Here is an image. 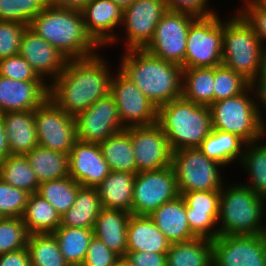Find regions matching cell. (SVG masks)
<instances>
[{
    "label": "cell",
    "instance_id": "cell-35",
    "mask_svg": "<svg viewBox=\"0 0 266 266\" xmlns=\"http://www.w3.org/2000/svg\"><path fill=\"white\" fill-rule=\"evenodd\" d=\"M214 67L184 68L182 97L198 105L214 103Z\"/></svg>",
    "mask_w": 266,
    "mask_h": 266
},
{
    "label": "cell",
    "instance_id": "cell-44",
    "mask_svg": "<svg viewBox=\"0 0 266 266\" xmlns=\"http://www.w3.org/2000/svg\"><path fill=\"white\" fill-rule=\"evenodd\" d=\"M27 26L15 21H0V59L19 54V47Z\"/></svg>",
    "mask_w": 266,
    "mask_h": 266
},
{
    "label": "cell",
    "instance_id": "cell-33",
    "mask_svg": "<svg viewBox=\"0 0 266 266\" xmlns=\"http://www.w3.org/2000/svg\"><path fill=\"white\" fill-rule=\"evenodd\" d=\"M25 156L39 183L69 176L68 154L37 145Z\"/></svg>",
    "mask_w": 266,
    "mask_h": 266
},
{
    "label": "cell",
    "instance_id": "cell-28",
    "mask_svg": "<svg viewBox=\"0 0 266 266\" xmlns=\"http://www.w3.org/2000/svg\"><path fill=\"white\" fill-rule=\"evenodd\" d=\"M245 144L235 134L212 129L198 148L208 158L219 162L225 168L232 167L235 163L236 168L242 160Z\"/></svg>",
    "mask_w": 266,
    "mask_h": 266
},
{
    "label": "cell",
    "instance_id": "cell-47",
    "mask_svg": "<svg viewBox=\"0 0 266 266\" xmlns=\"http://www.w3.org/2000/svg\"><path fill=\"white\" fill-rule=\"evenodd\" d=\"M169 11L185 12L196 17H206L213 15L218 11L211 7L210 0H164ZM210 5V6H209ZM217 10V11H216Z\"/></svg>",
    "mask_w": 266,
    "mask_h": 266
},
{
    "label": "cell",
    "instance_id": "cell-27",
    "mask_svg": "<svg viewBox=\"0 0 266 266\" xmlns=\"http://www.w3.org/2000/svg\"><path fill=\"white\" fill-rule=\"evenodd\" d=\"M136 174L110 171L96 187L102 207L132 214L133 185Z\"/></svg>",
    "mask_w": 266,
    "mask_h": 266
},
{
    "label": "cell",
    "instance_id": "cell-1",
    "mask_svg": "<svg viewBox=\"0 0 266 266\" xmlns=\"http://www.w3.org/2000/svg\"><path fill=\"white\" fill-rule=\"evenodd\" d=\"M101 52L85 59L68 60L61 74L49 85L48 97L67 114L75 116L110 94L114 74L111 70L116 68Z\"/></svg>",
    "mask_w": 266,
    "mask_h": 266
},
{
    "label": "cell",
    "instance_id": "cell-37",
    "mask_svg": "<svg viewBox=\"0 0 266 266\" xmlns=\"http://www.w3.org/2000/svg\"><path fill=\"white\" fill-rule=\"evenodd\" d=\"M0 178L7 184L37 193L39 181L25 155H9L0 162Z\"/></svg>",
    "mask_w": 266,
    "mask_h": 266
},
{
    "label": "cell",
    "instance_id": "cell-29",
    "mask_svg": "<svg viewBox=\"0 0 266 266\" xmlns=\"http://www.w3.org/2000/svg\"><path fill=\"white\" fill-rule=\"evenodd\" d=\"M239 170L248 177V186L254 193L266 199V135L259 141L245 144Z\"/></svg>",
    "mask_w": 266,
    "mask_h": 266
},
{
    "label": "cell",
    "instance_id": "cell-8",
    "mask_svg": "<svg viewBox=\"0 0 266 266\" xmlns=\"http://www.w3.org/2000/svg\"><path fill=\"white\" fill-rule=\"evenodd\" d=\"M171 166L179 195L189 191L221 190L223 184L228 183L224 181L226 168L208 158L198 147L173 151Z\"/></svg>",
    "mask_w": 266,
    "mask_h": 266
},
{
    "label": "cell",
    "instance_id": "cell-49",
    "mask_svg": "<svg viewBox=\"0 0 266 266\" xmlns=\"http://www.w3.org/2000/svg\"><path fill=\"white\" fill-rule=\"evenodd\" d=\"M250 85L254 91L260 120L266 128V63Z\"/></svg>",
    "mask_w": 266,
    "mask_h": 266
},
{
    "label": "cell",
    "instance_id": "cell-19",
    "mask_svg": "<svg viewBox=\"0 0 266 266\" xmlns=\"http://www.w3.org/2000/svg\"><path fill=\"white\" fill-rule=\"evenodd\" d=\"M181 196L186 203V218L192 233L209 240L217 238L220 190L189 191Z\"/></svg>",
    "mask_w": 266,
    "mask_h": 266
},
{
    "label": "cell",
    "instance_id": "cell-41",
    "mask_svg": "<svg viewBox=\"0 0 266 266\" xmlns=\"http://www.w3.org/2000/svg\"><path fill=\"white\" fill-rule=\"evenodd\" d=\"M250 83L223 64L214 67V102L241 94Z\"/></svg>",
    "mask_w": 266,
    "mask_h": 266
},
{
    "label": "cell",
    "instance_id": "cell-26",
    "mask_svg": "<svg viewBox=\"0 0 266 266\" xmlns=\"http://www.w3.org/2000/svg\"><path fill=\"white\" fill-rule=\"evenodd\" d=\"M170 245L149 216L131 214L127 228V252L167 253Z\"/></svg>",
    "mask_w": 266,
    "mask_h": 266
},
{
    "label": "cell",
    "instance_id": "cell-45",
    "mask_svg": "<svg viewBox=\"0 0 266 266\" xmlns=\"http://www.w3.org/2000/svg\"><path fill=\"white\" fill-rule=\"evenodd\" d=\"M0 76L20 81H43L19 54L0 59Z\"/></svg>",
    "mask_w": 266,
    "mask_h": 266
},
{
    "label": "cell",
    "instance_id": "cell-52",
    "mask_svg": "<svg viewBox=\"0 0 266 266\" xmlns=\"http://www.w3.org/2000/svg\"><path fill=\"white\" fill-rule=\"evenodd\" d=\"M90 0H44L46 6L66 7L81 10Z\"/></svg>",
    "mask_w": 266,
    "mask_h": 266
},
{
    "label": "cell",
    "instance_id": "cell-31",
    "mask_svg": "<svg viewBox=\"0 0 266 266\" xmlns=\"http://www.w3.org/2000/svg\"><path fill=\"white\" fill-rule=\"evenodd\" d=\"M99 146L110 171L137 173V165L131 143V127L113 134L99 143Z\"/></svg>",
    "mask_w": 266,
    "mask_h": 266
},
{
    "label": "cell",
    "instance_id": "cell-21",
    "mask_svg": "<svg viewBox=\"0 0 266 266\" xmlns=\"http://www.w3.org/2000/svg\"><path fill=\"white\" fill-rule=\"evenodd\" d=\"M69 176L84 187H97L109 174L98 143L77 140L68 154Z\"/></svg>",
    "mask_w": 266,
    "mask_h": 266
},
{
    "label": "cell",
    "instance_id": "cell-2",
    "mask_svg": "<svg viewBox=\"0 0 266 266\" xmlns=\"http://www.w3.org/2000/svg\"><path fill=\"white\" fill-rule=\"evenodd\" d=\"M118 69L153 102L157 108L182 97L183 68L160 59L145 49L121 52Z\"/></svg>",
    "mask_w": 266,
    "mask_h": 266
},
{
    "label": "cell",
    "instance_id": "cell-4",
    "mask_svg": "<svg viewBox=\"0 0 266 266\" xmlns=\"http://www.w3.org/2000/svg\"><path fill=\"white\" fill-rule=\"evenodd\" d=\"M230 181L220 190L219 236L265 234L266 199L241 181Z\"/></svg>",
    "mask_w": 266,
    "mask_h": 266
},
{
    "label": "cell",
    "instance_id": "cell-50",
    "mask_svg": "<svg viewBox=\"0 0 266 266\" xmlns=\"http://www.w3.org/2000/svg\"><path fill=\"white\" fill-rule=\"evenodd\" d=\"M125 257L133 266H166V253L127 252Z\"/></svg>",
    "mask_w": 266,
    "mask_h": 266
},
{
    "label": "cell",
    "instance_id": "cell-56",
    "mask_svg": "<svg viewBox=\"0 0 266 266\" xmlns=\"http://www.w3.org/2000/svg\"><path fill=\"white\" fill-rule=\"evenodd\" d=\"M255 1L256 0H240L241 6L240 5L239 6L237 5V7L235 6L234 9H236V10H232V12H238L243 6L253 4Z\"/></svg>",
    "mask_w": 266,
    "mask_h": 266
},
{
    "label": "cell",
    "instance_id": "cell-5",
    "mask_svg": "<svg viewBox=\"0 0 266 266\" xmlns=\"http://www.w3.org/2000/svg\"><path fill=\"white\" fill-rule=\"evenodd\" d=\"M157 123L172 151L199 147L212 131L210 107L195 104L183 97L159 106Z\"/></svg>",
    "mask_w": 266,
    "mask_h": 266
},
{
    "label": "cell",
    "instance_id": "cell-7",
    "mask_svg": "<svg viewBox=\"0 0 266 266\" xmlns=\"http://www.w3.org/2000/svg\"><path fill=\"white\" fill-rule=\"evenodd\" d=\"M210 110L212 129L235 134L246 144L266 135L251 85L237 96L214 102Z\"/></svg>",
    "mask_w": 266,
    "mask_h": 266
},
{
    "label": "cell",
    "instance_id": "cell-13",
    "mask_svg": "<svg viewBox=\"0 0 266 266\" xmlns=\"http://www.w3.org/2000/svg\"><path fill=\"white\" fill-rule=\"evenodd\" d=\"M177 196L179 192L171 165L157 171L138 172L133 185L132 214L149 216Z\"/></svg>",
    "mask_w": 266,
    "mask_h": 266
},
{
    "label": "cell",
    "instance_id": "cell-34",
    "mask_svg": "<svg viewBox=\"0 0 266 266\" xmlns=\"http://www.w3.org/2000/svg\"><path fill=\"white\" fill-rule=\"evenodd\" d=\"M28 234L53 233L61 224L56 209L37 193L29 195L23 216Z\"/></svg>",
    "mask_w": 266,
    "mask_h": 266
},
{
    "label": "cell",
    "instance_id": "cell-46",
    "mask_svg": "<svg viewBox=\"0 0 266 266\" xmlns=\"http://www.w3.org/2000/svg\"><path fill=\"white\" fill-rule=\"evenodd\" d=\"M119 258V255L111 251L100 239L93 235L81 266H114Z\"/></svg>",
    "mask_w": 266,
    "mask_h": 266
},
{
    "label": "cell",
    "instance_id": "cell-20",
    "mask_svg": "<svg viewBox=\"0 0 266 266\" xmlns=\"http://www.w3.org/2000/svg\"><path fill=\"white\" fill-rule=\"evenodd\" d=\"M81 12L88 35L102 51L109 48L120 32L123 9L112 0H90Z\"/></svg>",
    "mask_w": 266,
    "mask_h": 266
},
{
    "label": "cell",
    "instance_id": "cell-17",
    "mask_svg": "<svg viewBox=\"0 0 266 266\" xmlns=\"http://www.w3.org/2000/svg\"><path fill=\"white\" fill-rule=\"evenodd\" d=\"M131 143L137 173L157 171L171 165L173 151L157 122L151 125L132 126Z\"/></svg>",
    "mask_w": 266,
    "mask_h": 266
},
{
    "label": "cell",
    "instance_id": "cell-42",
    "mask_svg": "<svg viewBox=\"0 0 266 266\" xmlns=\"http://www.w3.org/2000/svg\"><path fill=\"white\" fill-rule=\"evenodd\" d=\"M28 237L22 218H0V255L25 248Z\"/></svg>",
    "mask_w": 266,
    "mask_h": 266
},
{
    "label": "cell",
    "instance_id": "cell-22",
    "mask_svg": "<svg viewBox=\"0 0 266 266\" xmlns=\"http://www.w3.org/2000/svg\"><path fill=\"white\" fill-rule=\"evenodd\" d=\"M49 95L44 81H20L0 76V114L10 111H32Z\"/></svg>",
    "mask_w": 266,
    "mask_h": 266
},
{
    "label": "cell",
    "instance_id": "cell-36",
    "mask_svg": "<svg viewBox=\"0 0 266 266\" xmlns=\"http://www.w3.org/2000/svg\"><path fill=\"white\" fill-rule=\"evenodd\" d=\"M61 253L70 266H81L93 237V229L59 226L53 232Z\"/></svg>",
    "mask_w": 266,
    "mask_h": 266
},
{
    "label": "cell",
    "instance_id": "cell-51",
    "mask_svg": "<svg viewBox=\"0 0 266 266\" xmlns=\"http://www.w3.org/2000/svg\"><path fill=\"white\" fill-rule=\"evenodd\" d=\"M0 266H31L27 247L0 255Z\"/></svg>",
    "mask_w": 266,
    "mask_h": 266
},
{
    "label": "cell",
    "instance_id": "cell-6",
    "mask_svg": "<svg viewBox=\"0 0 266 266\" xmlns=\"http://www.w3.org/2000/svg\"><path fill=\"white\" fill-rule=\"evenodd\" d=\"M232 14L223 17L222 64L251 83L266 63V52L244 18Z\"/></svg>",
    "mask_w": 266,
    "mask_h": 266
},
{
    "label": "cell",
    "instance_id": "cell-15",
    "mask_svg": "<svg viewBox=\"0 0 266 266\" xmlns=\"http://www.w3.org/2000/svg\"><path fill=\"white\" fill-rule=\"evenodd\" d=\"M212 248L215 266H266V234L221 235Z\"/></svg>",
    "mask_w": 266,
    "mask_h": 266
},
{
    "label": "cell",
    "instance_id": "cell-9",
    "mask_svg": "<svg viewBox=\"0 0 266 266\" xmlns=\"http://www.w3.org/2000/svg\"><path fill=\"white\" fill-rule=\"evenodd\" d=\"M219 15L220 12L196 17L191 22L184 68L216 67L222 64L223 17Z\"/></svg>",
    "mask_w": 266,
    "mask_h": 266
},
{
    "label": "cell",
    "instance_id": "cell-32",
    "mask_svg": "<svg viewBox=\"0 0 266 266\" xmlns=\"http://www.w3.org/2000/svg\"><path fill=\"white\" fill-rule=\"evenodd\" d=\"M213 264L212 240L195 237L172 243L166 253V266H211Z\"/></svg>",
    "mask_w": 266,
    "mask_h": 266
},
{
    "label": "cell",
    "instance_id": "cell-40",
    "mask_svg": "<svg viewBox=\"0 0 266 266\" xmlns=\"http://www.w3.org/2000/svg\"><path fill=\"white\" fill-rule=\"evenodd\" d=\"M46 7L44 0H0V21H15L29 26Z\"/></svg>",
    "mask_w": 266,
    "mask_h": 266
},
{
    "label": "cell",
    "instance_id": "cell-43",
    "mask_svg": "<svg viewBox=\"0 0 266 266\" xmlns=\"http://www.w3.org/2000/svg\"><path fill=\"white\" fill-rule=\"evenodd\" d=\"M30 193L5 183L0 178V218H21Z\"/></svg>",
    "mask_w": 266,
    "mask_h": 266
},
{
    "label": "cell",
    "instance_id": "cell-23",
    "mask_svg": "<svg viewBox=\"0 0 266 266\" xmlns=\"http://www.w3.org/2000/svg\"><path fill=\"white\" fill-rule=\"evenodd\" d=\"M149 217L171 244L188 241L196 237L188 225L186 203L181 195L162 204Z\"/></svg>",
    "mask_w": 266,
    "mask_h": 266
},
{
    "label": "cell",
    "instance_id": "cell-48",
    "mask_svg": "<svg viewBox=\"0 0 266 266\" xmlns=\"http://www.w3.org/2000/svg\"><path fill=\"white\" fill-rule=\"evenodd\" d=\"M238 13L251 26L266 52V10L253 3L243 6Z\"/></svg>",
    "mask_w": 266,
    "mask_h": 266
},
{
    "label": "cell",
    "instance_id": "cell-39",
    "mask_svg": "<svg viewBox=\"0 0 266 266\" xmlns=\"http://www.w3.org/2000/svg\"><path fill=\"white\" fill-rule=\"evenodd\" d=\"M80 184L70 176L39 184L37 194L46 199L62 216L74 204Z\"/></svg>",
    "mask_w": 266,
    "mask_h": 266
},
{
    "label": "cell",
    "instance_id": "cell-3",
    "mask_svg": "<svg viewBox=\"0 0 266 266\" xmlns=\"http://www.w3.org/2000/svg\"><path fill=\"white\" fill-rule=\"evenodd\" d=\"M29 27L68 60L89 58L101 51L86 32L81 10L47 6Z\"/></svg>",
    "mask_w": 266,
    "mask_h": 266
},
{
    "label": "cell",
    "instance_id": "cell-24",
    "mask_svg": "<svg viewBox=\"0 0 266 266\" xmlns=\"http://www.w3.org/2000/svg\"><path fill=\"white\" fill-rule=\"evenodd\" d=\"M10 155H25L38 145L32 111H10L1 114Z\"/></svg>",
    "mask_w": 266,
    "mask_h": 266
},
{
    "label": "cell",
    "instance_id": "cell-54",
    "mask_svg": "<svg viewBox=\"0 0 266 266\" xmlns=\"http://www.w3.org/2000/svg\"><path fill=\"white\" fill-rule=\"evenodd\" d=\"M115 4L120 6L122 9L128 7L134 0H112Z\"/></svg>",
    "mask_w": 266,
    "mask_h": 266
},
{
    "label": "cell",
    "instance_id": "cell-30",
    "mask_svg": "<svg viewBox=\"0 0 266 266\" xmlns=\"http://www.w3.org/2000/svg\"><path fill=\"white\" fill-rule=\"evenodd\" d=\"M96 187H79L72 207L61 216L60 226L93 229L102 210Z\"/></svg>",
    "mask_w": 266,
    "mask_h": 266
},
{
    "label": "cell",
    "instance_id": "cell-53",
    "mask_svg": "<svg viewBox=\"0 0 266 266\" xmlns=\"http://www.w3.org/2000/svg\"><path fill=\"white\" fill-rule=\"evenodd\" d=\"M10 155V149L6 138V132L0 114V162Z\"/></svg>",
    "mask_w": 266,
    "mask_h": 266
},
{
    "label": "cell",
    "instance_id": "cell-18",
    "mask_svg": "<svg viewBox=\"0 0 266 266\" xmlns=\"http://www.w3.org/2000/svg\"><path fill=\"white\" fill-rule=\"evenodd\" d=\"M21 55L38 76L50 85L64 70L68 59L27 26L19 47Z\"/></svg>",
    "mask_w": 266,
    "mask_h": 266
},
{
    "label": "cell",
    "instance_id": "cell-38",
    "mask_svg": "<svg viewBox=\"0 0 266 266\" xmlns=\"http://www.w3.org/2000/svg\"><path fill=\"white\" fill-rule=\"evenodd\" d=\"M31 266H70L53 233L30 234L27 239Z\"/></svg>",
    "mask_w": 266,
    "mask_h": 266
},
{
    "label": "cell",
    "instance_id": "cell-16",
    "mask_svg": "<svg viewBox=\"0 0 266 266\" xmlns=\"http://www.w3.org/2000/svg\"><path fill=\"white\" fill-rule=\"evenodd\" d=\"M77 140L89 143H101L113 134L125 129L113 97L95 101L87 110L74 116Z\"/></svg>",
    "mask_w": 266,
    "mask_h": 266
},
{
    "label": "cell",
    "instance_id": "cell-12",
    "mask_svg": "<svg viewBox=\"0 0 266 266\" xmlns=\"http://www.w3.org/2000/svg\"><path fill=\"white\" fill-rule=\"evenodd\" d=\"M38 145L69 154L77 141L74 116L61 110L49 97L34 110Z\"/></svg>",
    "mask_w": 266,
    "mask_h": 266
},
{
    "label": "cell",
    "instance_id": "cell-14",
    "mask_svg": "<svg viewBox=\"0 0 266 266\" xmlns=\"http://www.w3.org/2000/svg\"><path fill=\"white\" fill-rule=\"evenodd\" d=\"M110 95L116 102L120 121L125 128L157 122V106L119 69L112 76Z\"/></svg>",
    "mask_w": 266,
    "mask_h": 266
},
{
    "label": "cell",
    "instance_id": "cell-55",
    "mask_svg": "<svg viewBox=\"0 0 266 266\" xmlns=\"http://www.w3.org/2000/svg\"><path fill=\"white\" fill-rule=\"evenodd\" d=\"M114 266H133L126 257H120Z\"/></svg>",
    "mask_w": 266,
    "mask_h": 266
},
{
    "label": "cell",
    "instance_id": "cell-57",
    "mask_svg": "<svg viewBox=\"0 0 266 266\" xmlns=\"http://www.w3.org/2000/svg\"><path fill=\"white\" fill-rule=\"evenodd\" d=\"M254 4H255L257 7L266 10V0H256V1L254 2Z\"/></svg>",
    "mask_w": 266,
    "mask_h": 266
},
{
    "label": "cell",
    "instance_id": "cell-11",
    "mask_svg": "<svg viewBox=\"0 0 266 266\" xmlns=\"http://www.w3.org/2000/svg\"><path fill=\"white\" fill-rule=\"evenodd\" d=\"M195 18L189 13L167 10L157 24L152 40L144 49L184 69L187 33Z\"/></svg>",
    "mask_w": 266,
    "mask_h": 266
},
{
    "label": "cell",
    "instance_id": "cell-10",
    "mask_svg": "<svg viewBox=\"0 0 266 266\" xmlns=\"http://www.w3.org/2000/svg\"><path fill=\"white\" fill-rule=\"evenodd\" d=\"M167 10L164 0H134L123 9L121 33L117 34L109 47L123 41L124 50L144 49L152 40L155 28Z\"/></svg>",
    "mask_w": 266,
    "mask_h": 266
},
{
    "label": "cell",
    "instance_id": "cell-25",
    "mask_svg": "<svg viewBox=\"0 0 266 266\" xmlns=\"http://www.w3.org/2000/svg\"><path fill=\"white\" fill-rule=\"evenodd\" d=\"M131 213L117 209L102 208L98 214L93 234L111 251L125 257L127 253V228Z\"/></svg>",
    "mask_w": 266,
    "mask_h": 266
}]
</instances>
